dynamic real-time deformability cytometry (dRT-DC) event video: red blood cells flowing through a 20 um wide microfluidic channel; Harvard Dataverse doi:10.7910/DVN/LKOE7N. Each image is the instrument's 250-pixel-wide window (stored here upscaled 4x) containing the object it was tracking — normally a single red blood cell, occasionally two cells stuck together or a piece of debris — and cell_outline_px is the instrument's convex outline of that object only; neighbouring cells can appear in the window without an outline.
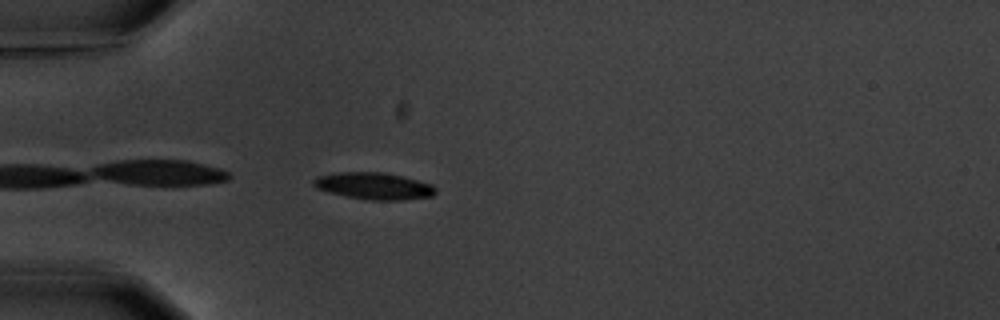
{"species": "common noctule bat (a hibernating species)", "species_latin": "Nyctalus noctula", "temperature_condition": "warm", "stored_images_in_passage": 6, "camera_frame_rate_fps": 3000, "um_per_image_px": 0.085, "animal": {"sex": "male", "body_mass_g": 20.1, "forearm_length_mm": 53.5}, "frame": {"image": 1, "passage_image": 5, "time_ms": 4.667, "image_size_px": [1000, 320], "cell_outline_px": [[436, 192], [432, 196], [400, 200], [372, 200], [348, 196], [316, 188], [312, 184], [312, 180], [316, 176], [340, 172], [380, 172], [400, 176], [432, 184], [436, 188]], "centroid_in_image_um": [31.77, 15.8], "position_along_channel_um": 53.2, "area_um2": 18.79}}